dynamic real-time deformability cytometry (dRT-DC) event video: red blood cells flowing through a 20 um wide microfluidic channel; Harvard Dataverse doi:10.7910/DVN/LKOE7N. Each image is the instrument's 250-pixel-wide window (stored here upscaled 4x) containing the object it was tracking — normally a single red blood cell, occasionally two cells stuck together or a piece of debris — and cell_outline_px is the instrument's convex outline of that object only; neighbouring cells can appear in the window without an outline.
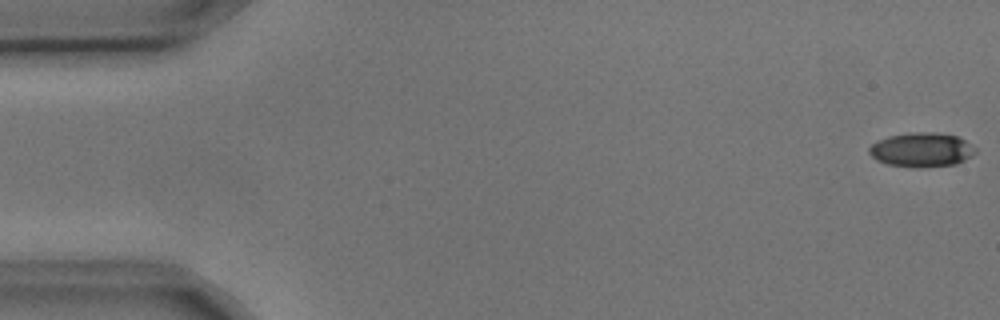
{"species": "common noctule bat (a hibernating species)", "species_latin": "Nyctalus noctula", "temperature_condition": "cold", "stored_images_in_passage": 5, "camera_frame_rate_fps": 3000, "um_per_image_px": 0.085, "animal": {"sex": "male", "body_mass_g": 17.9, "forearm_length_mm": 54.2}, "frame": {"image": 1, "passage_image": 1, "time_ms": 0.0, "image_size_px": [1000, 320], "cell_outline_px": [[976, 152], [964, 160], [956, 164], [888, 164], [876, 160], [868, 152], [868, 148], [876, 140], [888, 136], [916, 132], [932, 132], [956, 136], [964, 140], [976, 148]], "centroid_in_image_um": [78.31, 12.67], "position_along_channel_um": 6.7, "area_um2": 20.17}}
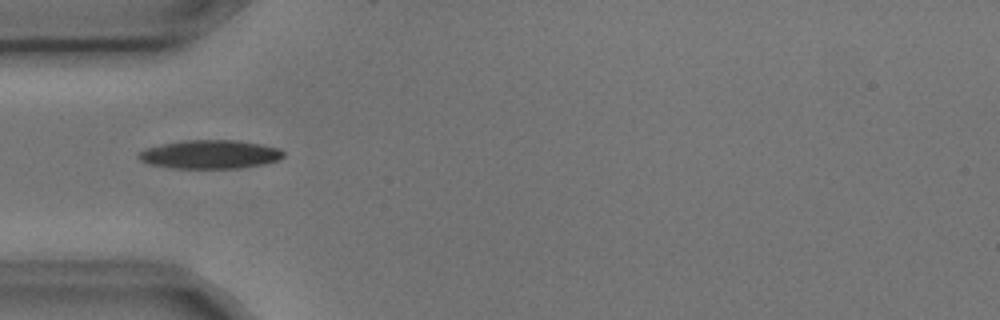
{"frame": {"image": 2, "passage_image": 5, "time_ms": 1.333, "image_size_px": [1000, 320], "cell_outline_px": [[284, 156], [280, 160], [264, 164], [240, 168], [172, 168], [148, 164], [140, 160], [136, 156], [136, 152], [144, 148], [160, 144], [184, 140], [236, 140], [260, 144], [280, 148], [284, 152]], "centroid_in_image_um": [17.81, 13.12], "position_along_channel_um": 67.2, "area_um2": 24.51}}